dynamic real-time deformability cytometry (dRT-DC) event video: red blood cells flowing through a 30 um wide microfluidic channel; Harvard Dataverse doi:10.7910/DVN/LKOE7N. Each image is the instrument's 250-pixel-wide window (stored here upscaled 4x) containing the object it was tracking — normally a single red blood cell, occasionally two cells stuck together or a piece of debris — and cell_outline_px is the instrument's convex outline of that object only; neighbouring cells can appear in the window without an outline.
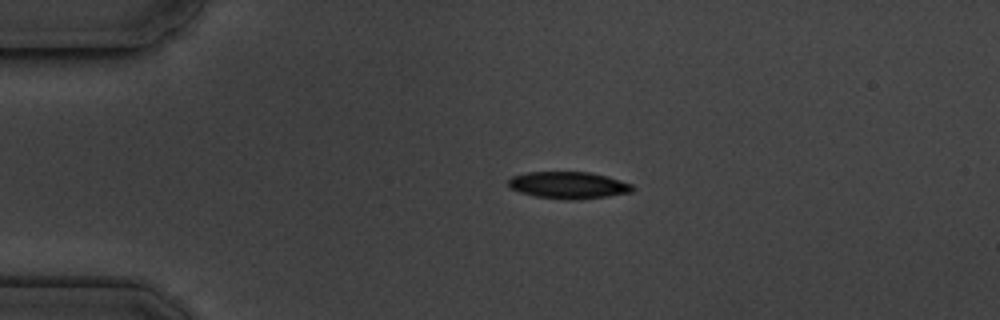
{"species": "common noctule bat (a hibernating species)", "species_latin": "Nyctalus noctula", "temperature_condition": "cold", "stored_images_in_passage": 2, "camera_frame_rate_fps": 3000, "um_per_image_px": 0.085, "animal": {"sex": "male", "body_mass_g": 19.5, "forearm_length_mm": 54.6}, "frame": {"image": 1, "passage_image": 1, "time_ms": 0.0, "image_size_px": [1000, 320], "cell_outline_px": [[636, 188], [632, 192], [608, 196], [576, 200], [564, 200], [536, 196], [520, 192], [512, 188], [508, 184], [508, 180], [512, 176], [528, 172], [592, 172], [608, 176], [632, 184]], "centroid_in_image_um": [48.36, 15.74], "position_along_channel_um": 36.6, "area_um2": 19.59}}